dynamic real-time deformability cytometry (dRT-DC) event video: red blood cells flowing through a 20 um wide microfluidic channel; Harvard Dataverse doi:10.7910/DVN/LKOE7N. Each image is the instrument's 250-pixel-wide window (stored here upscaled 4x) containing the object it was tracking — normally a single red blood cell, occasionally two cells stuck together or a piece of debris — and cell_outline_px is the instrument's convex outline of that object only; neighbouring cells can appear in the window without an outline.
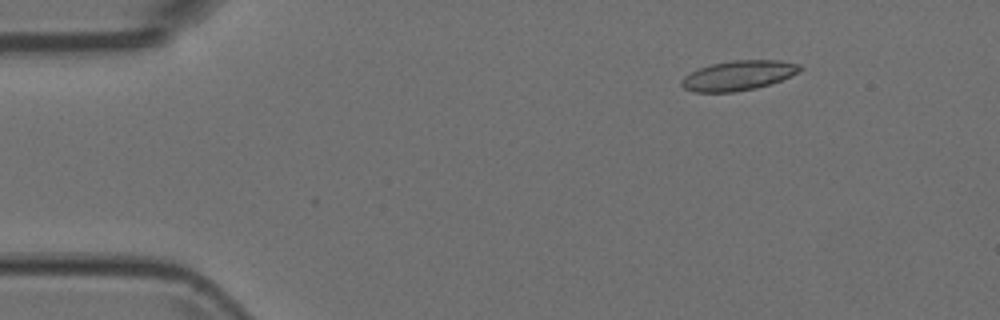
{"species": "Egyptian fruit bat (a non-hibernating species)", "species_latin": "Rousettus aegyptiacus", "temperature_condition": "room temperature", "stored_images_in_passage": 15, "camera_frame_rate_fps": 3000, "um_per_image_px": 0.085, "animal": {"sex": "female"}, "frame": {"image": 1, "passage_image": 2, "time_ms": 0.333, "image_size_px": [1000, 320], "cell_outline_px": [[804, 68], [800, 72], [780, 80], [756, 88], [736, 92], [692, 92], [684, 88], [680, 84], [680, 80], [684, 76], [700, 68], [712, 64], [732, 60], [780, 60], [800, 64]], "centroid_in_image_um": [62.77, 6.41], "position_along_channel_um": 22.2, "area_um2": 20.58}}
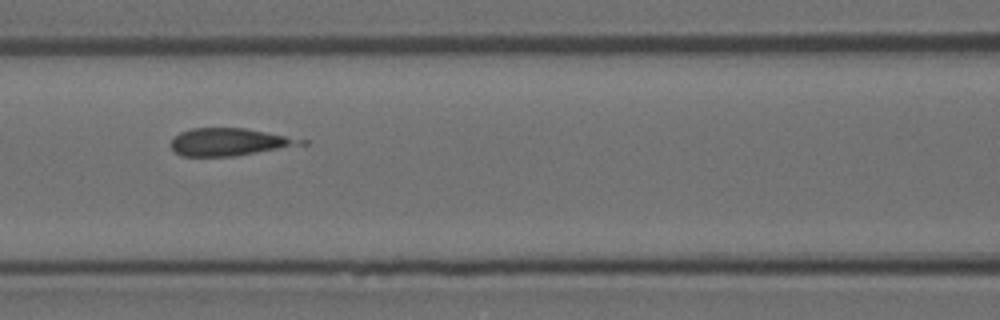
{"frame": {"image": 2, "passage_image": 6, "time_ms": 1.667, "image_size_px": [1000, 320], "cell_outline_px": [[308, 144], [232, 156], [180, 156], [172, 148], [172, 136], [180, 132], [192, 128], [244, 128], [308, 140]], "centroid_in_image_um": [19.48, 12.06], "position_along_channel_um": 147.1, "area_um2": 20.69}}
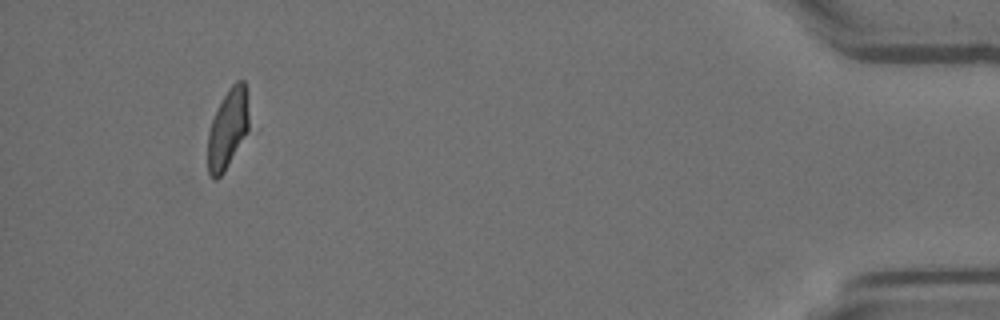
{"frame": {"image": 3, "passage_image": 13, "time_ms": 4.0, "image_size_px": [1000, 320], "cell_outline_px": [[260, 128], [224, 172], [216, 180], [212, 180], [208, 176], [208, 132], [212, 120], [228, 88], [236, 80], [244, 80]], "centroid_in_image_um": [19.61, 10.96], "position_along_channel_um": 415.6, "area_um2": 22.37}}